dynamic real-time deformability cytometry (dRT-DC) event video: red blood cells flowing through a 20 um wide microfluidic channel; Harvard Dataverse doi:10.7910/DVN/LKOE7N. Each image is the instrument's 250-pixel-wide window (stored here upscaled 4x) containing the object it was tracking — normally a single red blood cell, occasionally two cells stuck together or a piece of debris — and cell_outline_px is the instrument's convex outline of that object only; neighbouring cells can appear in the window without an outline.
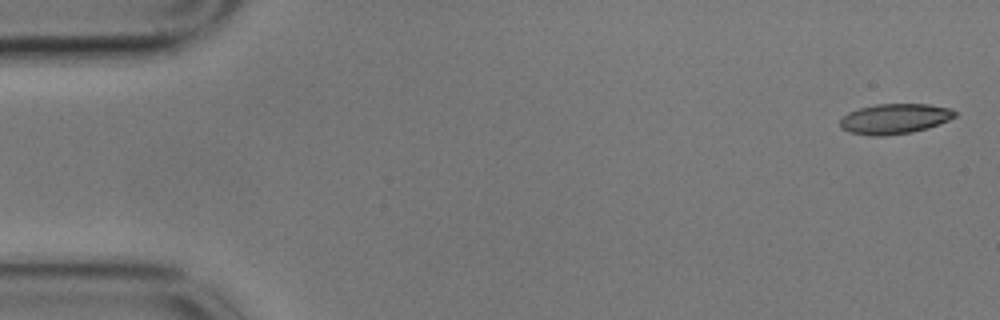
{"species": "common noctule bat (a hibernating species)", "species_latin": "Nyctalus noctula", "temperature_condition": "cold", "stored_images_in_passage": 55, "camera_frame_rate_fps": 3000, "um_per_image_px": 0.085, "animal": {"sex": "male", "body_mass_g": 17.9}, "frame": {"image": 1, "passage_image": 1, "time_ms": 0.0, "image_size_px": [1000, 320], "cell_outline_px": [[956, 116], [948, 120], [928, 128], [912, 132], [884, 136], [872, 136], [848, 132], [840, 128], [840, 120], [848, 112], [860, 108], [876, 104], [928, 104], [952, 108], [956, 112]], "centroid_in_image_um": [76.04, 10.1], "position_along_channel_um": 9.0, "area_um2": 20.29}}
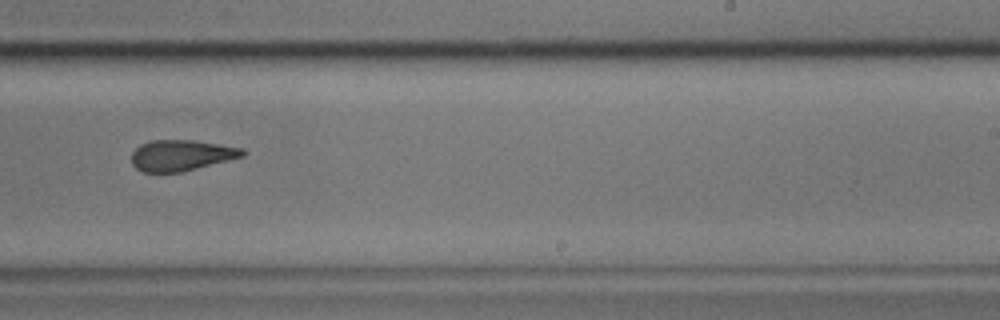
{"frame": {"image": 2, "passage_image": 34, "time_ms": 11.0, "image_size_px": [1000, 320], "cell_outline_px": [[248, 152], [244, 156], [180, 172], [144, 172], [136, 168], [132, 164], [132, 152], [140, 144], [152, 140], [196, 140], [244, 148]], "centroid_in_image_um": [15.43, 13.19], "position_along_channel_um": 273.6, "area_um2": 20.0}}
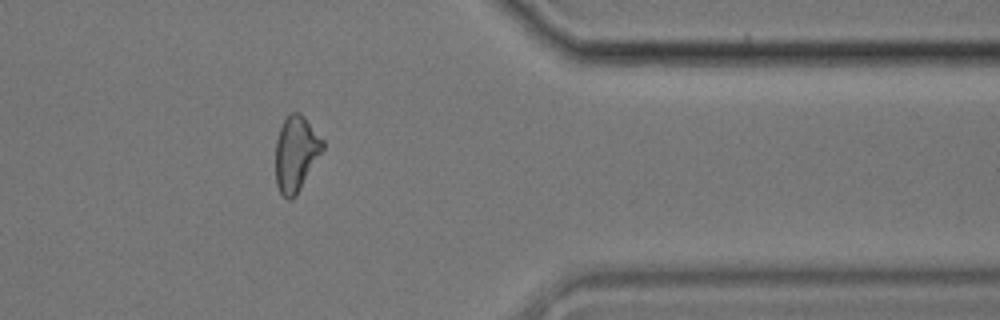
{"frame": {"image": 3, "passage_image": 45, "time_ms": 14.667, "image_size_px": [1000, 320], "cell_outline_px": [[324, 148], [296, 196], [292, 200], [288, 200], [280, 192], [276, 184], [276, 140], [280, 128], [284, 120], [292, 112], [300, 112], [304, 116], [324, 140]], "centroid_in_image_um": [25.16, 13.05], "position_along_channel_um": 386.2, "area_um2": 20.63}, "authors_computed_cell_mechanics": {"area_um2": 20.7502, "velocity_mm_per_s": 3.5374, "shape_relaxation_time_tau1_ms": null, "shape_relaxation_time_tau2_ms": 1.9628, "deformation_change_tau1": null, "deformation_change_tau2": 0.1114}}